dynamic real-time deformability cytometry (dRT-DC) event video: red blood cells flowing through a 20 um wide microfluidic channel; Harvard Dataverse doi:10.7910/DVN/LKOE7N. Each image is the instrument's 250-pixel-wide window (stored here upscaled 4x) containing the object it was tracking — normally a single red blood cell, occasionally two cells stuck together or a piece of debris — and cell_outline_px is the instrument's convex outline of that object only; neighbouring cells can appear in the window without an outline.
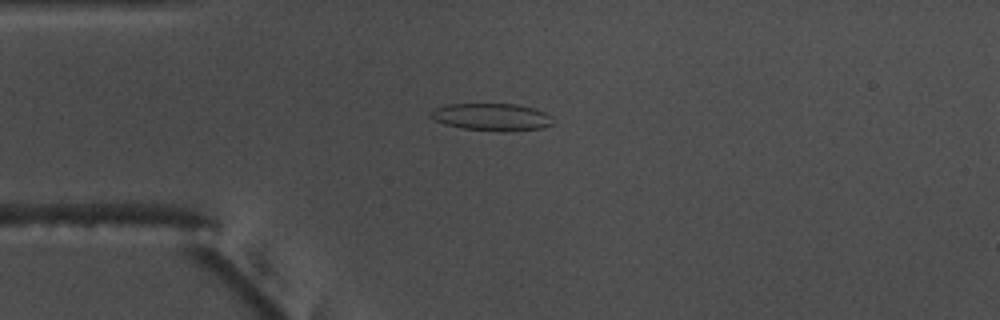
{"species": "common noctule bat (a hibernating species)", "species_latin": "Nyctalus noctula", "temperature_condition": "warm", "stored_images_in_passage": 54, "camera_frame_rate_fps": 3000, "um_per_image_px": 0.085, "animal": {"sex": "male", "body_mass_g": 17.5, "forearm_length_mm": 52.3}, "frame": {"image": 1, "passage_image": 14, "time_ms": 4.333, "image_size_px": [1000, 320], "cell_outline_px": [[552, 124], [544, 128], [512, 132], [500, 132], [464, 128], [444, 124], [432, 120], [428, 116], [428, 112], [436, 108], [448, 104], [516, 104], [532, 108], [544, 112], [552, 116]], "centroid_in_image_um": [41.78, 9.96], "position_along_channel_um": 43.2, "area_um2": 19.77}}
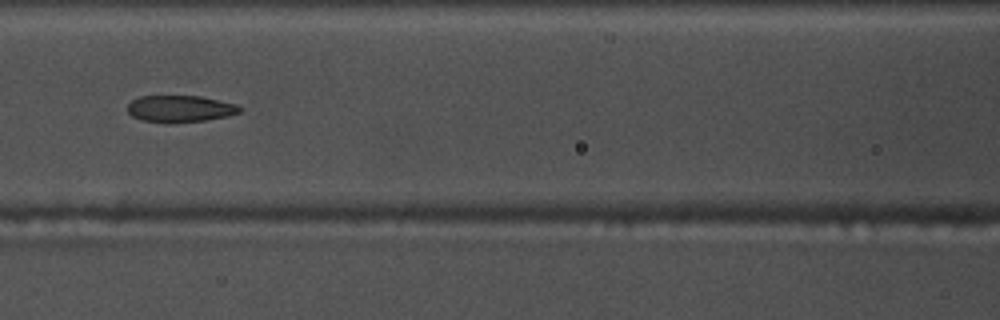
{"frame": {"image": 2, "passage_image": 24, "time_ms": 7.667, "image_size_px": [1000, 320], "cell_outline_px": [[244, 108], [240, 112], [228, 116], [204, 120], [172, 124], [168, 124], [140, 120], [132, 116], [128, 112], [128, 104], [132, 100], [140, 96], [200, 96], [236, 104]], "centroid_in_image_um": [15.3, 9.26], "position_along_channel_um": 151.3, "area_um2": 17.74}}
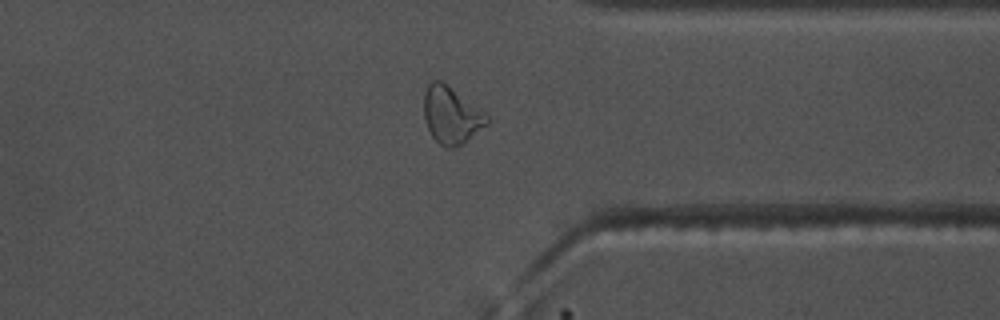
{"frame": {"image": 3, "passage_image": 42, "time_ms": 13.667, "image_size_px": [1000, 320], "cell_outline_px": [[488, 124], [464, 144], [452, 148], [448, 148], [440, 144], [432, 136], [428, 128], [424, 116], [424, 92], [428, 84], [432, 80], [440, 80], [484, 112], [488, 116]], "centroid_in_image_um": [38.35, 9.82], "position_along_channel_um": 373.0, "area_um2": 20.69}, "authors_computed_cell_mechanics": {"area_um2": 19.652, "velocity_mm_per_s": 3.7722, "shape_relaxation_time_tau1_ms": 6.2968, "shape_relaxation_time_tau2_ms": 3.0984, "deformation_change_tau1": 0.2033, "deformation_change_tau2": 0.1103}}